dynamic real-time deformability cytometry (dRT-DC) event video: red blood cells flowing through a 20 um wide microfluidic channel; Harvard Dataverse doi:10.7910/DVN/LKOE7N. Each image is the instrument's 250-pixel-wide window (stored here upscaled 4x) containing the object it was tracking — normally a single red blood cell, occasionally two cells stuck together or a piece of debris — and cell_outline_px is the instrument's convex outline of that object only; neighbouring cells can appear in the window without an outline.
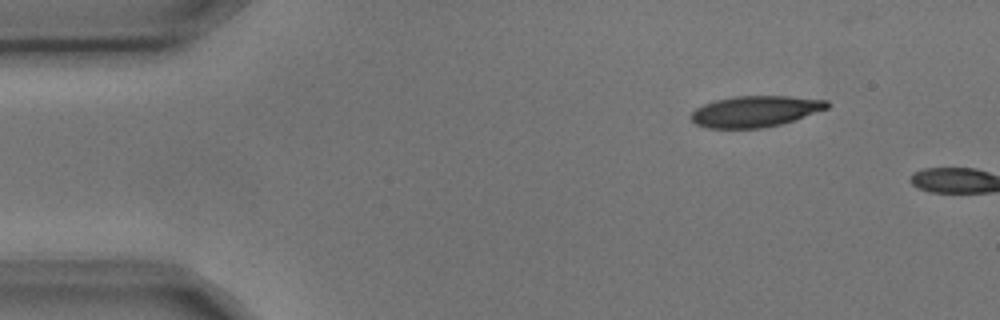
{"species": "common noctule bat (a hibernating species)", "species_latin": "Nyctalus noctula", "temperature_condition": "cold", "stored_images_in_passage": 2, "camera_frame_rate_fps": 3000, "um_per_image_px": 0.085, "animal": {"sex": "male", "body_mass_g": 17.9, "forearm_length_mm": 54.2}, "frame": {"image": 1, "passage_image": 1, "time_ms": 0.0, "image_size_px": [1000, 320], "cell_outline_px": [[832, 104], [828, 108], [780, 124], [760, 128], [708, 128], [696, 124], [688, 116], [696, 108], [704, 104], [716, 100], [736, 96], [788, 96], [828, 100]], "centroid_in_image_um": [64.18, 9.46], "position_along_channel_um": 20.8, "area_um2": 24.51}}